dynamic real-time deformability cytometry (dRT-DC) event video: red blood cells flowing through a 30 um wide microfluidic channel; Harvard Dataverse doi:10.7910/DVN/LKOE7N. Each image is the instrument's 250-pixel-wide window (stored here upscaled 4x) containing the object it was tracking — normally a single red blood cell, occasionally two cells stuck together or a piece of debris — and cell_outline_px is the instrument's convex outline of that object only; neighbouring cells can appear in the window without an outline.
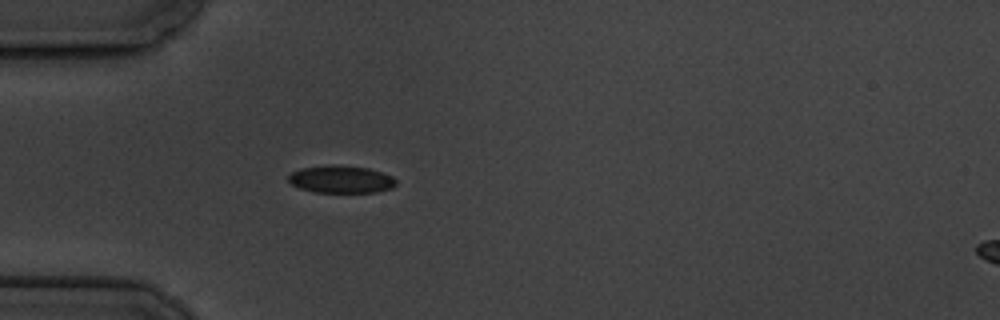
{"species": "common noctule bat (a hibernating species)", "species_latin": "Nyctalus noctula", "temperature_condition": "cold", "stored_images_in_passage": 1, "camera_frame_rate_fps": 3000, "um_per_image_px": 0.085, "animal": {"sex": "male", "body_mass_g": 19.5, "forearm_length_mm": 54.6}, "frame": {"image": 1, "passage_image": 1, "time_ms": 0.0, "image_size_px": [1000, 320], "cell_outline_px": [[396, 184], [392, 188], [376, 192], [316, 192], [300, 188], [292, 184], [288, 180], [288, 176], [292, 172], [300, 168], [332, 164], [336, 164], [368, 168], [392, 176], [396, 180]], "centroid_in_image_um": [28.98, 15.23], "position_along_channel_um": 56.0, "area_um2": 17.22}}